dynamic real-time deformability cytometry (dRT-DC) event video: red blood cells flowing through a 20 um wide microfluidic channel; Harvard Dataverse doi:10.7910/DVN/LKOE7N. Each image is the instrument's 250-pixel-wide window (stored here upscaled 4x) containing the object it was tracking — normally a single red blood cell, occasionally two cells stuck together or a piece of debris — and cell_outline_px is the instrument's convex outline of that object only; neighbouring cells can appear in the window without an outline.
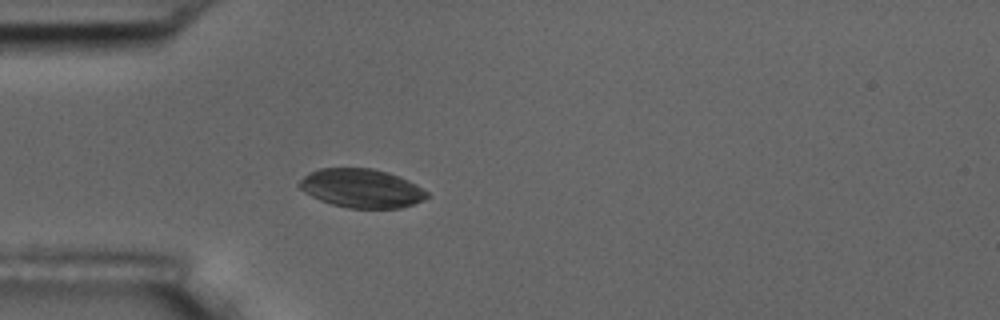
{"species": "common noctule bat (a hibernating species)", "species_latin": "Nyctalus noctula", "temperature_condition": "room temperature", "stored_images_in_passage": 4, "camera_frame_rate_fps": 3000, "um_per_image_px": 0.085, "animal": {"sex": "male", "body_mass_g": 17.5, "forearm_length_mm": 52.3}, "frame": {"image": 1, "passage_image": 4, "time_ms": 1.0, "image_size_px": [1000, 320], "cell_outline_px": [[428, 196], [424, 200], [400, 208], [348, 208], [332, 204], [320, 200], [304, 192], [296, 184], [308, 172], [320, 168], [372, 168], [400, 176], [416, 184], [428, 192]], "centroid_in_image_um": [30.71, 16.0], "position_along_channel_um": 54.3, "area_um2": 28.9}}